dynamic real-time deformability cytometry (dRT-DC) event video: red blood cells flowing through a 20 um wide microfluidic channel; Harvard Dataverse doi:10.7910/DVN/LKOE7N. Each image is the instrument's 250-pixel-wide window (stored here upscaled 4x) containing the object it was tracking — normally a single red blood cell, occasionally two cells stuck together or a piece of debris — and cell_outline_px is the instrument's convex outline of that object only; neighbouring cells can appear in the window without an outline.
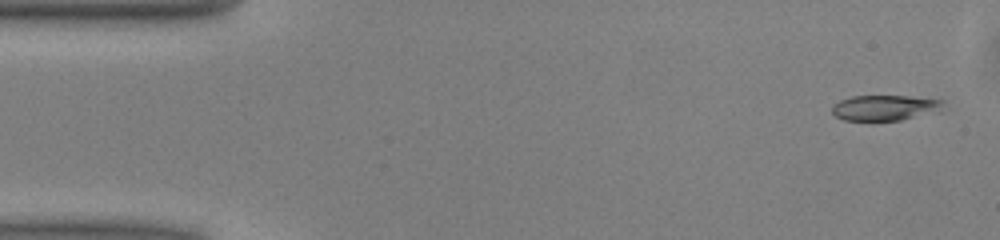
{"species": "common noctule bat (a hibernating species)", "species_latin": "Nyctalus noctula", "temperature_condition": "warm", "stored_images_in_passage": 49, "camera_frame_rate_fps": 3000, "um_per_image_px": 0.085, "animal": {"sex": "male", "body_mass_g": 13.0, "forearm_length_mm": 53.1}, "frame": {"image": 1, "passage_image": 1, "time_ms": 0.0, "image_size_px": [1000, 240], "cell_outline_px": [[944, 100], [940, 112], [900, 120], [872, 124], [844, 120], [836, 116], [832, 112], [832, 104], [840, 100], [852, 96], [908, 96]], "centroid_in_image_um": [75.18, 9.21], "position_along_channel_um": 9.8, "area_um2": 17.34}}
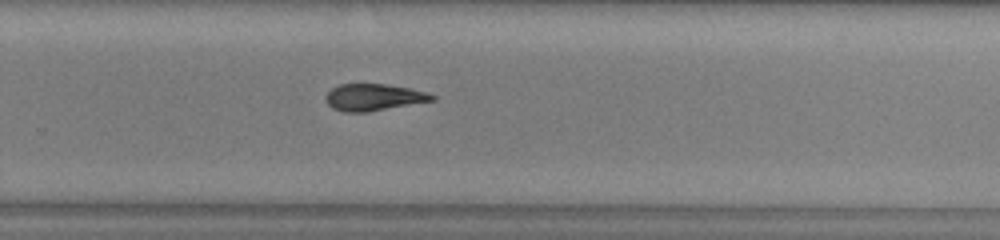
{"frame": {"image": 2, "passage_image": 31, "time_ms": 10.0, "image_size_px": [1000, 240], "cell_outline_px": [[436, 100], [368, 112], [344, 112], [332, 108], [328, 104], [324, 96], [332, 88], [340, 84], [384, 84], [408, 88], [428, 92], [436, 96]], "centroid_in_image_um": [31.77, 8.27], "position_along_channel_um": 298.0, "area_um2": 16.65}}
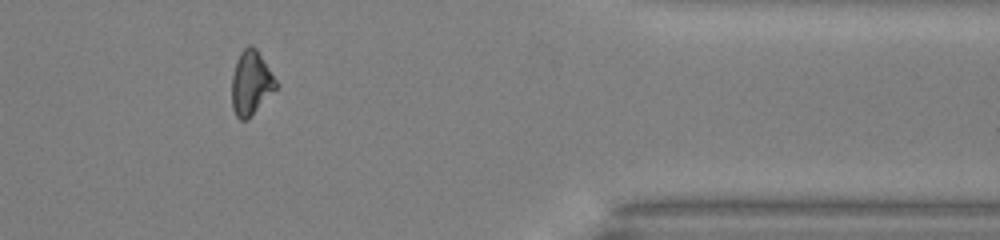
{"frame": {"image": 3, "passage_image": 40, "time_ms": 13.0, "image_size_px": [1000, 240], "cell_outline_px": [[280, 84], [248, 120], [240, 120], [236, 116], [232, 108], [232, 76], [236, 60], [240, 52], [248, 44], [252, 44], [256, 48]], "centroid_in_image_um": [21.34, 7.04], "position_along_channel_um": 390.1, "area_um2": 16.76}, "authors_computed_cell_mechanics": {"area_um2": 17.2244, "velocity_mm_per_s": 4.0535, "shape_relaxation_time_tau1_ms": 2.9821, "shape_relaxation_time_tau2_ms": 7.5472, "deformation_change_tau1": 0.1564, "deformation_change_tau2": 0.1887}}